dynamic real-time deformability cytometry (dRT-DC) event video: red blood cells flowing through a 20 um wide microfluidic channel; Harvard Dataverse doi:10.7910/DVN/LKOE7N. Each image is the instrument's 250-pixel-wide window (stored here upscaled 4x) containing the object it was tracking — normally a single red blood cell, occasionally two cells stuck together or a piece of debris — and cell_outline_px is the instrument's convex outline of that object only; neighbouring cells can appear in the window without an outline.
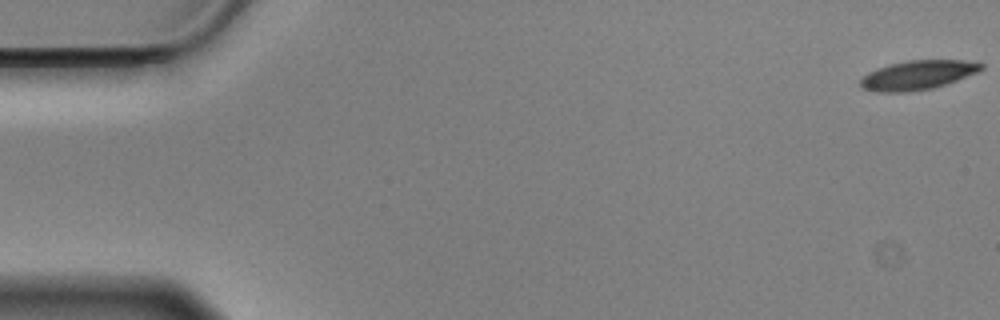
{"species": "Egyptian fruit bat (a non-hibernating species)", "species_latin": "Rousettus aegyptiacus", "temperature_condition": "cold", "stored_images_in_passage": 57, "camera_frame_rate_fps": 3000, "um_per_image_px": 0.085, "animal": {"sex": "male"}, "frame": {"image": 1, "passage_image": 1, "time_ms": 0.0, "image_size_px": [1000, 320], "cell_outline_px": [[984, 68], [976, 72], [956, 80], [932, 88], [908, 92], [876, 92], [864, 88], [860, 84], [860, 80], [868, 72], [888, 64], [908, 60], [964, 60], [984, 64]], "centroid_in_image_um": [77.98, 6.37], "position_along_channel_um": 7.0, "area_um2": 20.35}}
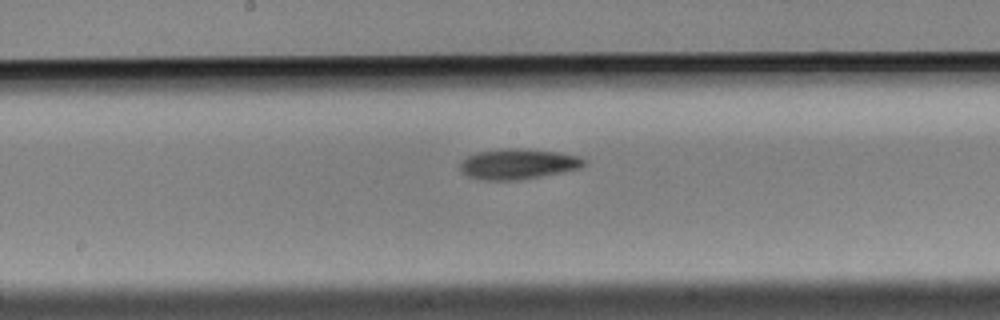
{"frame": {"image": 2, "passage_image": 30, "time_ms": 9.667, "image_size_px": [1000, 320], "cell_outline_px": [[584, 164], [580, 168], [520, 180], [480, 180], [468, 176], [460, 172], [460, 160], [476, 152], [508, 148], [516, 148], [556, 152], [580, 156], [584, 160]], "centroid_in_image_um": [43.96, 13.94], "position_along_channel_um": 204.2, "area_um2": 21.85}}
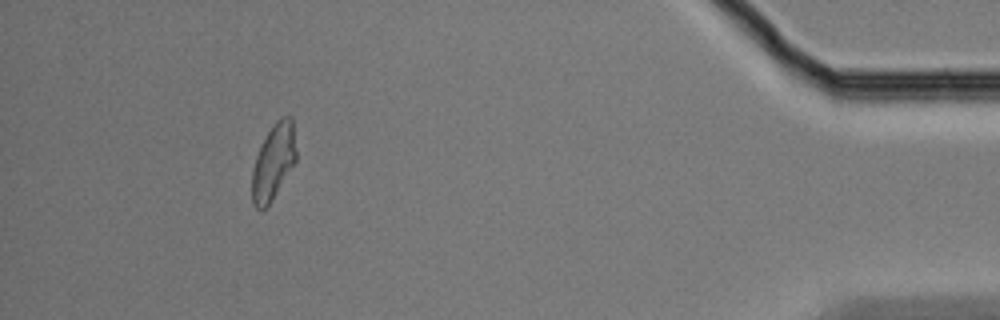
{"frame": {"image": 3, "passage_image": 53, "time_ms": 17.333, "image_size_px": [1000, 320], "cell_outline_px": [[296, 160], [268, 204], [260, 212], [252, 204], [252, 168], [260, 144], [272, 124], [280, 116], [292, 116], [296, 152]], "centroid_in_image_um": [23.22, 13.71], "position_along_channel_um": 412.0, "area_um2": 19.36}}